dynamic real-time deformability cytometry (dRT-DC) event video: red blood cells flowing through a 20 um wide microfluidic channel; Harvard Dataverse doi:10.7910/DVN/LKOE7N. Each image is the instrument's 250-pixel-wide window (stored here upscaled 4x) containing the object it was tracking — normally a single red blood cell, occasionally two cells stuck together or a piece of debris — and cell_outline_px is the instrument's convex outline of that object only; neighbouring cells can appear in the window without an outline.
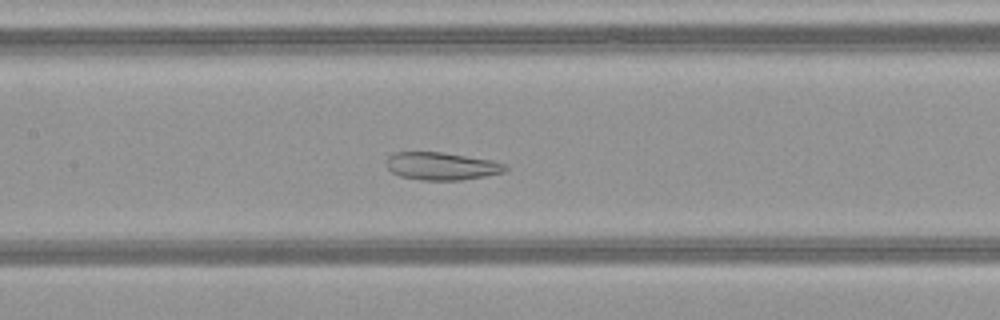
{"species": "common noctule bat (a hibernating species)", "species_latin": "Nyctalus noctula", "temperature_condition": "warm", "stored_images_in_passage": 50, "camera_frame_rate_fps": 3000, "um_per_image_px": 0.085, "animal": {"sex": "female", "body_mass_g": 21.9}, "frame": {"image": 1, "passage_image": 24, "time_ms": 7.667, "image_size_px": [1000, 320], "cell_outline_px": [[508, 168], [504, 172], [484, 176], [460, 180], [420, 180], [400, 176], [392, 172], [384, 164], [388, 156], [392, 152], [440, 152], [492, 160], [504, 164]], "centroid_in_image_um": [37.48, 14.12], "position_along_channel_um": 169.9, "area_um2": 19.19}}
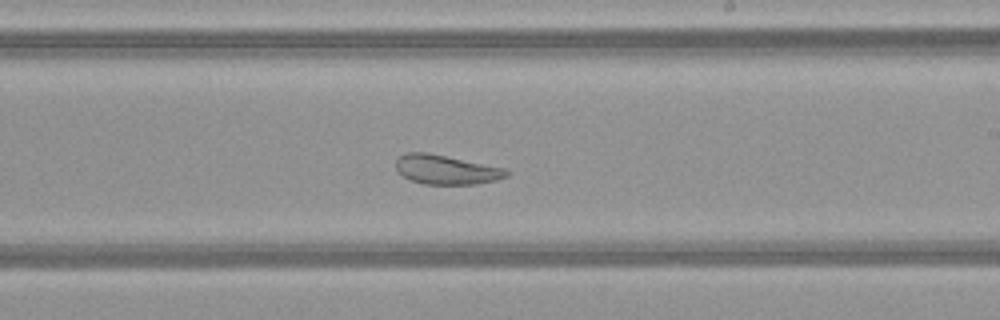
{"frame": {"image": 2, "passage_image": 30, "time_ms": 9.667, "image_size_px": [1000, 320], "cell_outline_px": [[508, 176], [496, 180], [476, 184], [424, 184], [408, 180], [396, 172], [396, 160], [404, 152], [428, 152], [504, 168], [508, 172]], "centroid_in_image_um": [37.86, 14.42], "position_along_channel_um": 251.1, "area_um2": 19.02}}
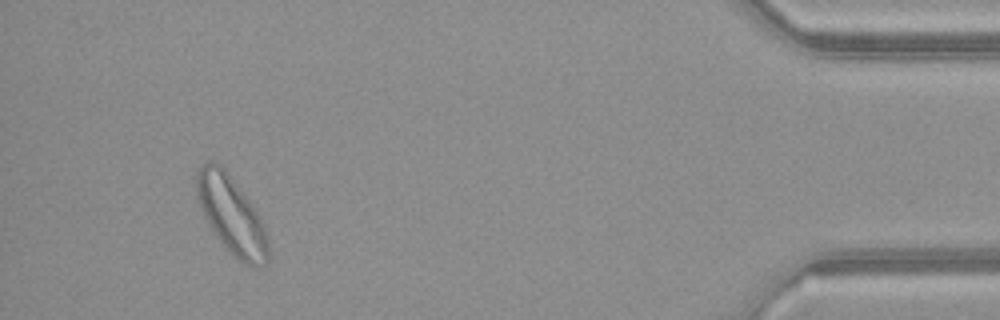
{"frame": {"image": 3, "passage_image": 47, "time_ms": 15.333, "image_size_px": [1000, 320], "cell_outline_px": [[268, 264], [264, 268], [252, 268], [244, 264], [220, 240], [204, 216], [200, 208], [196, 192], [196, 168], [208, 160], [216, 160], [228, 172], [248, 200], [256, 212], [264, 228], [268, 240]], "centroid_in_image_um": [19.66, 18.26], "position_along_channel_um": 415.5, "area_um2": 32.14}, "authors_computed_cell_mechanics": {"area_um2": 28.611, "velocity_mm_per_s": 4.0742, "shape_relaxation_time_tau1_ms": null, "shape_relaxation_time_tau2_ms": 2.7997, "deformation_change_tau1": null, "deformation_change_tau2": 0.1134}}